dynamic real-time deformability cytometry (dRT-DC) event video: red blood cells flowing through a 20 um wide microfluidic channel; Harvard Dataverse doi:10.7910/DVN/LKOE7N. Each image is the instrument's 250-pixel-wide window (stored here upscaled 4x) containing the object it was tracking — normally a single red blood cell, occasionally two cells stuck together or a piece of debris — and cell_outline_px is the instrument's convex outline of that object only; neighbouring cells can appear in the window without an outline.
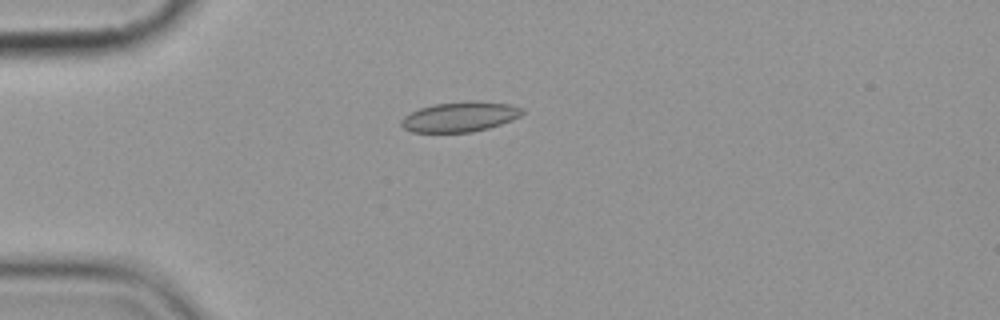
{"species": "common noctule bat (a hibernating species)", "species_latin": "Nyctalus noctula", "temperature_condition": "cold", "stored_images_in_passage": 10, "camera_frame_rate_fps": 3000, "um_per_image_px": 0.085, "animal": {"sex": "female", "body_mass_g": 19.9}, "frame": {"image": 1, "passage_image": 4, "time_ms": 3.667, "image_size_px": [1000, 320], "cell_outline_px": [[524, 112], [520, 116], [512, 120], [488, 128], [472, 132], [412, 132], [404, 128], [400, 124], [400, 120], [404, 116], [420, 108], [436, 104], [468, 100], [476, 100], [512, 104], [524, 108]], "centroid_in_image_um": [39.13, 9.91], "position_along_channel_um": 45.9, "area_um2": 21.33}}
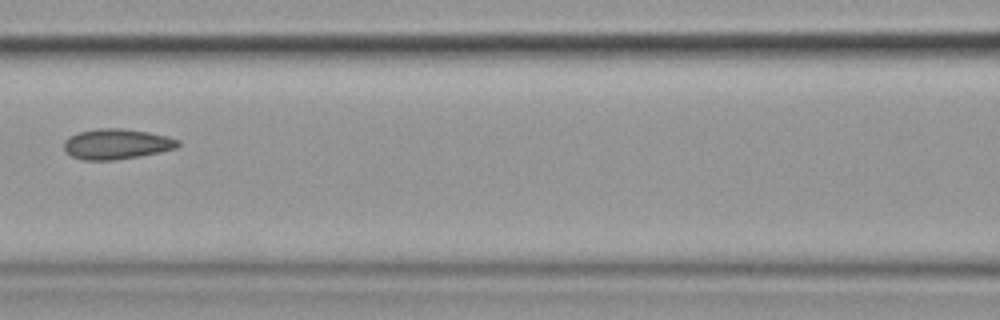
{"frame": {"image": 2, "passage_image": 7, "time_ms": 7.333, "image_size_px": [1000, 320], "cell_outline_px": [[180, 144], [176, 148], [160, 152], [140, 156], [116, 160], [84, 160], [72, 156], [64, 148], [64, 140], [68, 136], [76, 132], [96, 128], [124, 128], [148, 132], [168, 136], [180, 140]], "centroid_in_image_um": [9.91, 12.23], "position_along_channel_um": 156.7, "area_um2": 20.4}}
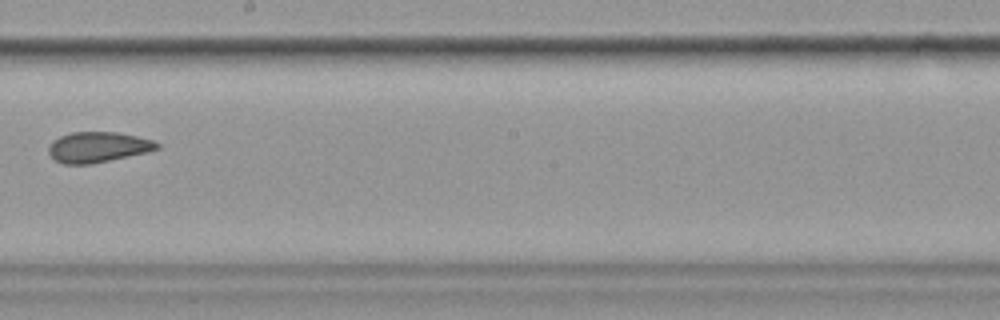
{"frame": {"image": 3, "passage_image": 9, "time_ms": 9.667, "image_size_px": [1000, 320], "cell_outline_px": [[160, 148], [148, 152], [92, 164], [64, 164], [56, 160], [48, 152], [48, 148], [52, 140], [60, 136], [72, 132], [116, 132], [156, 140], [160, 144]], "centroid_in_image_um": [8.35, 12.5], "position_along_channel_um": 239.8, "area_um2": 19.36}}